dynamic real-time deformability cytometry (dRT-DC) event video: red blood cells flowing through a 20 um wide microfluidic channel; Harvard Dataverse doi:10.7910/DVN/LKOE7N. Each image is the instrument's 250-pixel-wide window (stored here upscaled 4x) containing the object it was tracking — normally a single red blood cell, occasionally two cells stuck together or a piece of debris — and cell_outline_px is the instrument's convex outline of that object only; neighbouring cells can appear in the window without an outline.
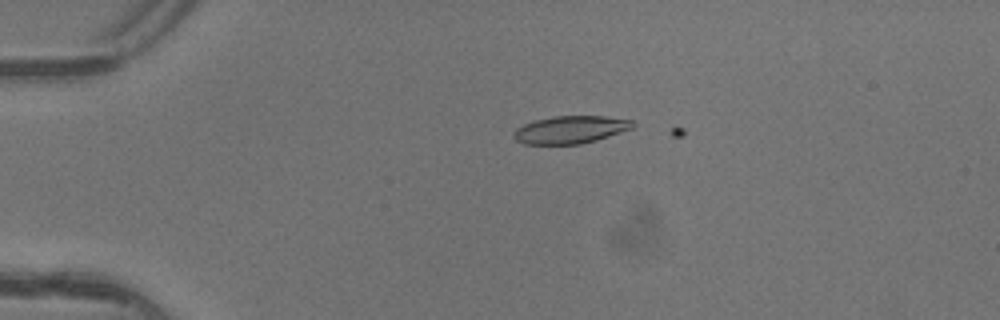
{"species": "common noctule bat (a hibernating species)", "species_latin": "Nyctalus noctula", "temperature_condition": "warm", "stored_images_in_passage": 2, "camera_frame_rate_fps": 3000, "um_per_image_px": 0.085, "animal": {"sex": "female"}, "frame": {"image": 1, "passage_image": 2, "time_ms": 0.333, "image_size_px": [1000, 320], "cell_outline_px": [[636, 124], [632, 128], [596, 140], [580, 144], [524, 144], [516, 140], [512, 136], [512, 132], [516, 128], [524, 124], [536, 120], [552, 116], [604, 116], [632, 120]], "centroid_in_image_um": [48.46, 11.02], "position_along_channel_um": 36.5, "area_um2": 19.13}}